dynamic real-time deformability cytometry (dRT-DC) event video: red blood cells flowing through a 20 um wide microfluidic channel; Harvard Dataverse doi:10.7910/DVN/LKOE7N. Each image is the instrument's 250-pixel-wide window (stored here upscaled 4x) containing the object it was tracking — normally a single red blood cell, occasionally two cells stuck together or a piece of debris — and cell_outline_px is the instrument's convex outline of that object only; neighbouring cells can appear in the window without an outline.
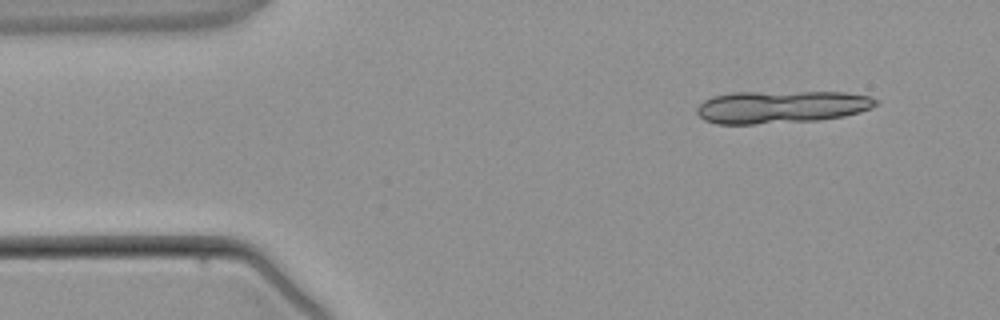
{"species": "common noctule bat (a hibernating species)", "species_latin": "Nyctalus noctula", "temperature_condition": "warm", "stored_images_in_passage": 4, "segment_of_instrument_passage": [1, 2], "camera_frame_rate_fps": 3000, "um_per_image_px": 0.085, "animal": {"sex": "male", "body_mass_g": 21.5, "forearm_length_mm": 52.0}, "frame": {"image": 1, "passage_image": 1, "time_ms": 0.0, "image_size_px": [1000, 320], "cell_outline_px": [[880, 104], [872, 108], [860, 112], [844, 116], [820, 120], [756, 124], [716, 124], [704, 120], [696, 112], [696, 108], [704, 100], [712, 96], [732, 92], [848, 92], [868, 96], [880, 100]], "centroid_in_image_um": [66.44, 9.08], "position_along_channel_um": 18.6, "area_um2": 34.39}}